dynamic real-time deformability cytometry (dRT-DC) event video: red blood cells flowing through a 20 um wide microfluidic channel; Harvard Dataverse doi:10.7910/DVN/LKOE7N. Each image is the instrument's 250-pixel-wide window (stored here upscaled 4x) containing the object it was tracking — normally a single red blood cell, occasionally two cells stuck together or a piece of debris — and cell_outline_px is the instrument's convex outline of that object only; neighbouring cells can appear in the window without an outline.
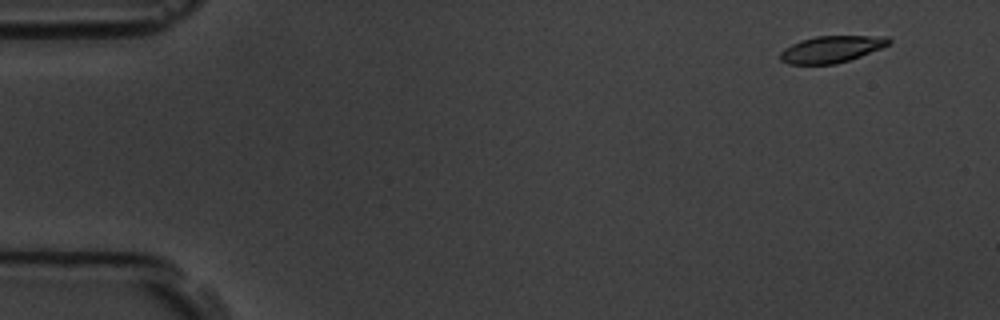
{"species": "common noctule bat (a hibernating species)", "species_latin": "Nyctalus noctula", "temperature_condition": "room temperature", "stored_images_in_passage": 6, "camera_frame_rate_fps": 3000, "um_per_image_px": 0.085, "animal": {"sex": "male", "body_mass_g": 19.5, "forearm_length_mm": 54.6}, "frame": {"image": 1, "passage_image": 1, "time_ms": 0.0, "image_size_px": [1000, 320], "cell_outline_px": [[892, 40], [888, 44], [880, 48], [860, 56], [836, 64], [788, 64], [780, 60], [780, 52], [784, 48], [800, 40], [816, 36], [888, 36]], "centroid_in_image_um": [70.64, 4.18], "position_along_channel_um": 14.4, "area_um2": 16.82}}
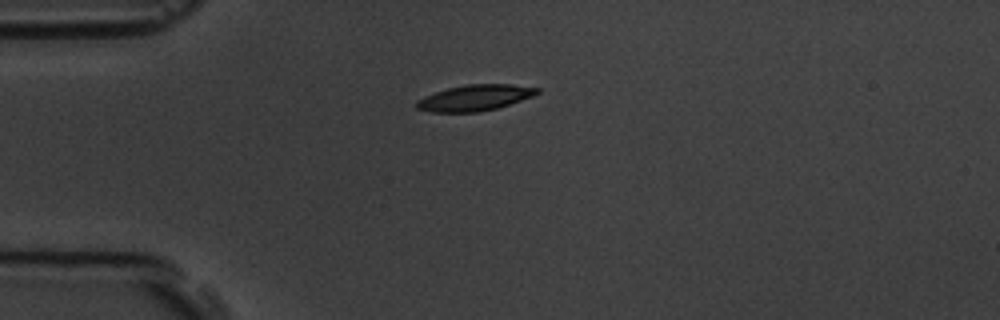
{"frame": {"image": 2, "passage_image": 4, "time_ms": 3.333, "image_size_px": [1000, 320], "cell_outline_px": [[540, 92], [532, 96], [496, 108], [476, 112], [432, 112], [416, 108], [416, 100], [436, 92], [448, 88], [468, 84], [512, 84], [540, 88]], "centroid_in_image_um": [40.36, 8.3], "position_along_channel_um": 44.6, "area_um2": 17.98}}
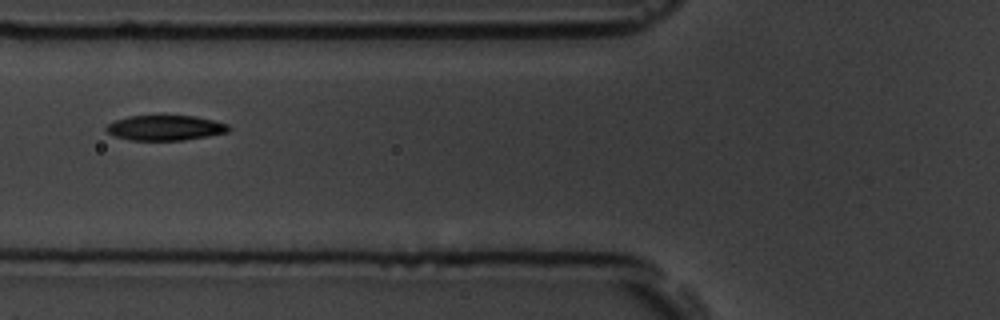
{"frame": {"image": 3, "passage_image": 6, "time_ms": 5.667, "image_size_px": [1000, 320], "cell_outline_px": [[232, 128], [228, 132], [208, 136], [184, 140], [128, 140], [116, 136], [108, 132], [104, 128], [108, 124], [116, 120], [128, 116], [196, 116], [228, 124]], "centroid_in_image_um": [14.06, 10.87], "position_along_channel_um": 111.7, "area_um2": 17.86}}